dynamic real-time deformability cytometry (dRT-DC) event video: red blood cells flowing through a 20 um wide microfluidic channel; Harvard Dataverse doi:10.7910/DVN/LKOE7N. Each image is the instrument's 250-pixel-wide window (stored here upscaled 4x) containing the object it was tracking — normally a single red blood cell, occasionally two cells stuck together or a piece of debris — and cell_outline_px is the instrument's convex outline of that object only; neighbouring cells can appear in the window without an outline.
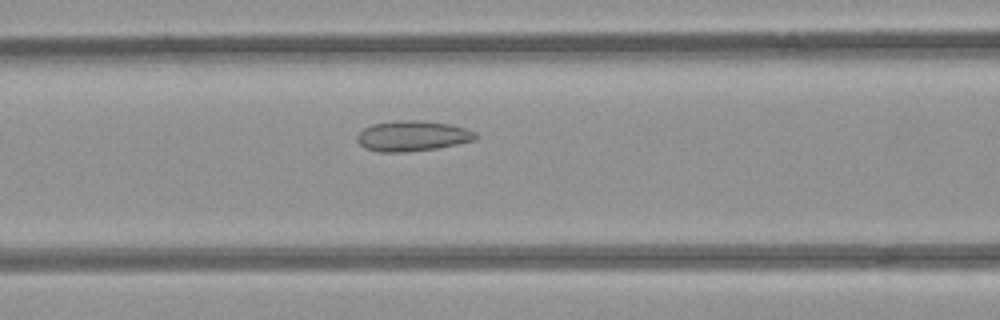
{"species": "common noctule bat (a hibernating species)", "species_latin": "Nyctalus noctula", "temperature_condition": "room temperature", "stored_images_in_passage": 30, "camera_frame_rate_fps": 3000, "um_per_image_px": 0.085, "animal": {"sex": "female", "body_mass_g": 21.9}, "frame": {"image": 1, "passage_image": 7, "time_ms": 2.0, "image_size_px": [1000, 320], "cell_outline_px": [[480, 136], [476, 140], [436, 148], [408, 152], [380, 152], [364, 148], [356, 140], [356, 136], [364, 128], [372, 124], [396, 120], [416, 120], [448, 124], [464, 128], [476, 132]], "centroid_in_image_um": [35.05, 11.56], "position_along_channel_um": 131.6, "area_um2": 21.04}}
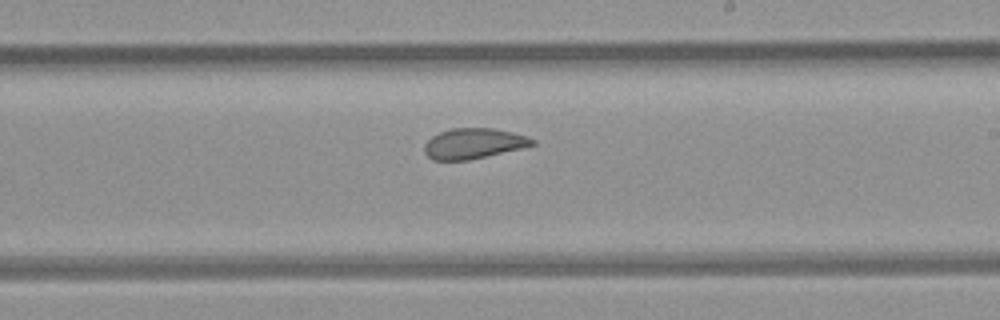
{"frame": {"image": 2, "passage_image": 16, "time_ms": 5.0, "image_size_px": [1000, 320], "cell_outline_px": [[536, 144], [520, 148], [468, 160], [432, 160], [424, 152], [424, 144], [432, 136], [440, 132], [452, 128], [492, 128], [512, 132], [528, 136], [536, 140]], "centroid_in_image_um": [40.24, 12.19], "position_along_channel_um": 248.8, "area_um2": 19.02}}
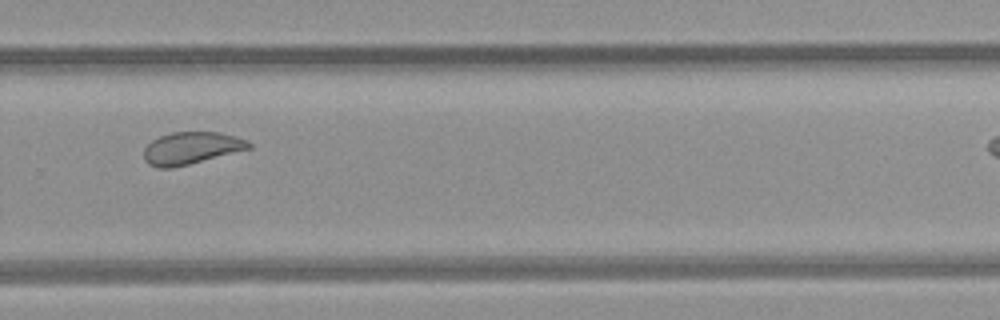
{"frame": {"image": 3, "passage_image": 21, "time_ms": 6.667, "image_size_px": [1000, 320], "cell_outline_px": [[252, 148], [172, 168], [156, 168], [148, 164], [144, 160], [144, 148], [152, 140], [160, 136], [172, 132], [220, 132], [248, 140], [252, 144]], "centroid_in_image_um": [16.24, 12.59], "position_along_channel_um": 313.6, "area_um2": 19.71}}